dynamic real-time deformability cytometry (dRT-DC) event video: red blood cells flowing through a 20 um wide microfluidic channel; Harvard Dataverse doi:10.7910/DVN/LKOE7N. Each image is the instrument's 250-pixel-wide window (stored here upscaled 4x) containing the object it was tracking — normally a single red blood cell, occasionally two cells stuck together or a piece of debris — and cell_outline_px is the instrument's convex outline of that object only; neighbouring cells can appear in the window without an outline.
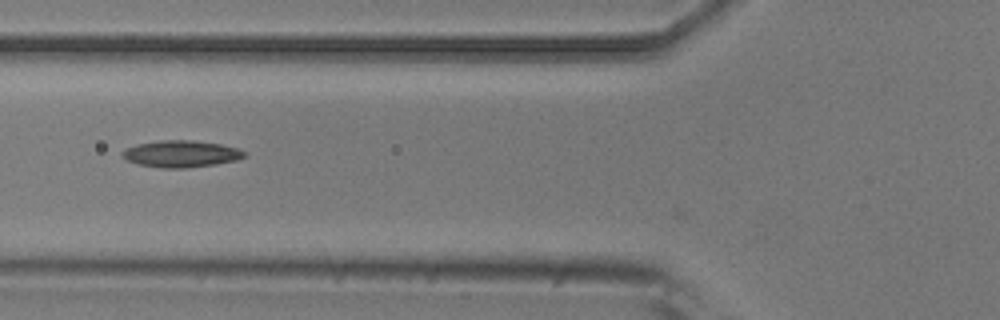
{"species": "common noctule bat (a hibernating species)", "species_latin": "Nyctalus noctula", "temperature_condition": "room temperature", "stored_images_in_passage": 29, "camera_frame_rate_fps": 3000, "um_per_image_px": 0.085, "animal": {"sex": "male", "body_mass_g": 20.5, "forearm_length_mm": 52.5}, "frame": {"image": 1, "passage_image": 2, "time_ms": 0.333, "image_size_px": [1000, 320], "cell_outline_px": [[248, 156], [236, 160], [216, 164], [184, 168], [164, 168], [136, 164], [120, 156], [120, 152], [124, 148], [136, 144], [160, 140], [192, 140], [220, 144], [236, 148], [244, 152]], "centroid_in_image_um": [15.34, 13.07], "position_along_channel_um": 110.5, "area_um2": 19.13}}
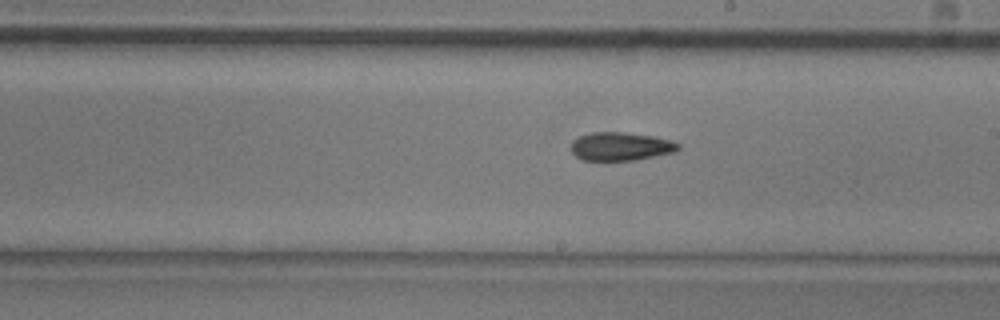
{"frame": {"image": 2, "passage_image": 12, "time_ms": 3.667, "image_size_px": [1000, 320], "cell_outline_px": [[680, 148], [676, 152], [636, 160], [584, 160], [576, 156], [572, 152], [572, 140], [580, 136], [592, 132], [624, 132], [656, 136], [672, 140], [680, 144]], "centroid_in_image_um": [52.81, 12.44], "position_along_channel_um": 236.2, "area_um2": 17.86}}
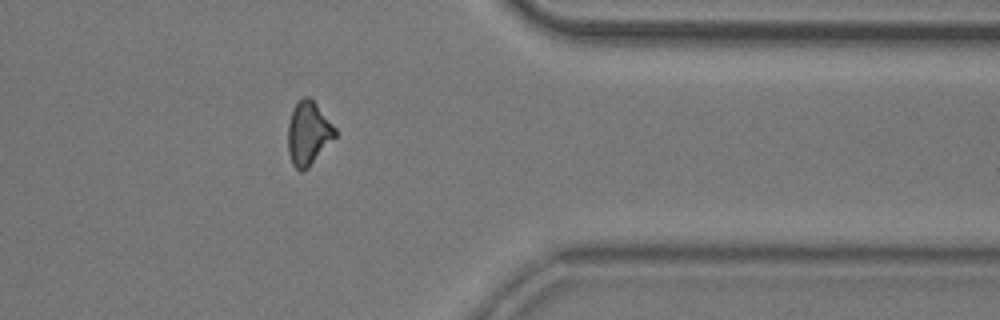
{"frame": {"image": 3, "passage_image": 25, "time_ms": 8.0, "image_size_px": [1000, 320], "cell_outline_px": [[336, 136], [308, 168], [300, 172], [292, 164], [288, 152], [288, 124], [292, 108], [304, 96], [308, 96], [316, 104], [336, 128]], "centroid_in_image_um": [26.19, 11.34], "position_along_channel_um": 385.2, "area_um2": 17.34}}